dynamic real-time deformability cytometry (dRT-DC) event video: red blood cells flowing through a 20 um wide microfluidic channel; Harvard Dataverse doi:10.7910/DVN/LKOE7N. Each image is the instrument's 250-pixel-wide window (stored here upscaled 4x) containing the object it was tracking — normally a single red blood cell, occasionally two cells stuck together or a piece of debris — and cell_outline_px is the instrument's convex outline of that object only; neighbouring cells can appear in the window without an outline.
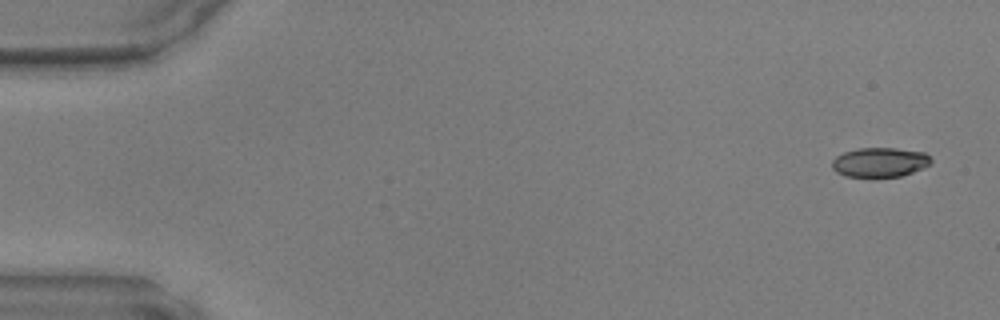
{"species": "common noctule bat (a hibernating species)", "species_latin": "Nyctalus noctula", "temperature_condition": "warm", "stored_images_in_passage": 47, "camera_frame_rate_fps": 3000, "um_per_image_px": 0.085, "animal": {"sex": "male", "body_mass_g": 17.9, "forearm_length_mm": 54.2}, "frame": {"image": 1, "passage_image": 1, "time_ms": 0.0, "image_size_px": [1000, 320], "cell_outline_px": [[932, 164], [924, 168], [900, 176], [872, 180], [844, 176], [836, 172], [832, 168], [832, 160], [836, 156], [844, 152], [856, 148], [896, 148], [924, 152], [932, 160]], "centroid_in_image_um": [74.75, 13.84], "position_along_channel_um": 10.2, "area_um2": 17.8}}
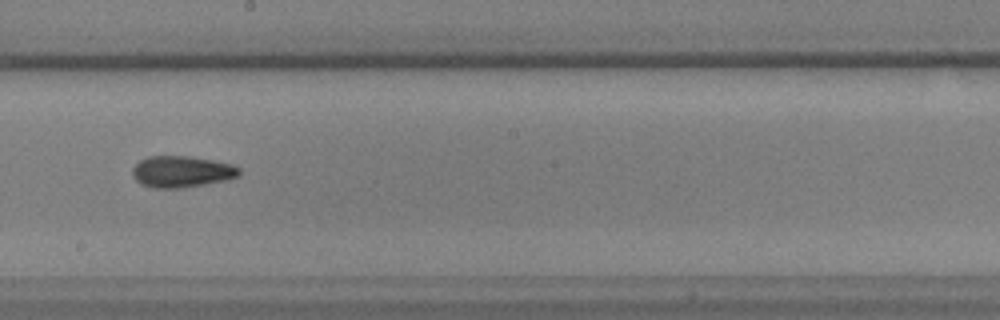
{"frame": {"image": 2, "passage_image": 26, "time_ms": 8.333, "image_size_px": [1000, 320], "cell_outline_px": [[240, 176], [228, 180], [180, 188], [152, 188], [140, 184], [132, 176], [132, 168], [140, 160], [148, 156], [188, 156], [212, 160], [232, 164], [240, 168]], "centroid_in_image_um": [15.44, 14.59], "position_along_channel_um": 232.8, "area_um2": 19.71}}
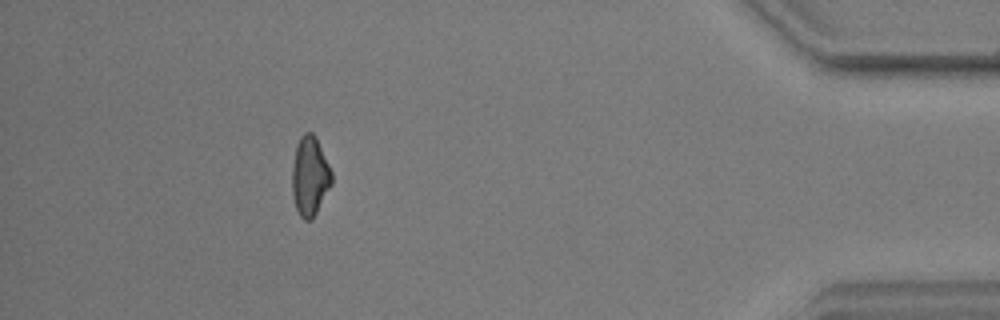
{"frame": {"image": 3, "passage_image": 42, "time_ms": 13.667, "image_size_px": [1000, 320], "cell_outline_px": [[332, 184], [312, 220], [304, 220], [300, 216], [296, 208], [292, 196], [292, 164], [296, 144], [300, 136], [304, 132], [312, 132], [316, 136], [332, 172]], "centroid_in_image_um": [26.33, 14.96], "position_along_channel_um": 408.9, "area_um2": 18.5}}